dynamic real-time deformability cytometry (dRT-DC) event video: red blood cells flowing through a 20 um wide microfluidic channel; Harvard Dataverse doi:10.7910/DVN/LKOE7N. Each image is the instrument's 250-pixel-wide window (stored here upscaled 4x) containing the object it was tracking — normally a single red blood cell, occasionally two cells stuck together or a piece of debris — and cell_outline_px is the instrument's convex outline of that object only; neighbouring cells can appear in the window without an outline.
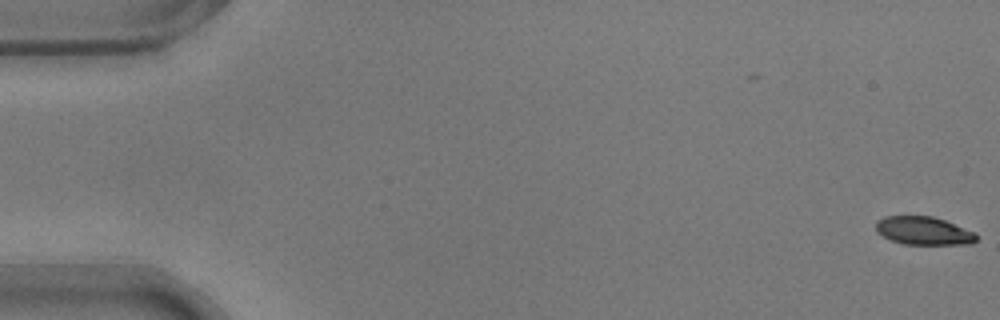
{"species": "common noctule bat (a hibernating species)", "species_latin": "Nyctalus noctula", "temperature_condition": "warm", "stored_images_in_passage": 55, "camera_frame_rate_fps": 3000, "um_per_image_px": 0.085, "animal": {"sex": "male", "body_mass_g": 17.9}, "frame": {"image": 1, "passage_image": 1, "time_ms": 0.0, "image_size_px": [1000, 320], "cell_outline_px": [[976, 240], [972, 244], [904, 244], [892, 240], [876, 232], [876, 220], [884, 216], [932, 216], [944, 220], [976, 232]], "centroid_in_image_um": [78.5, 19.61], "position_along_channel_um": 6.5, "area_um2": 16.47}}
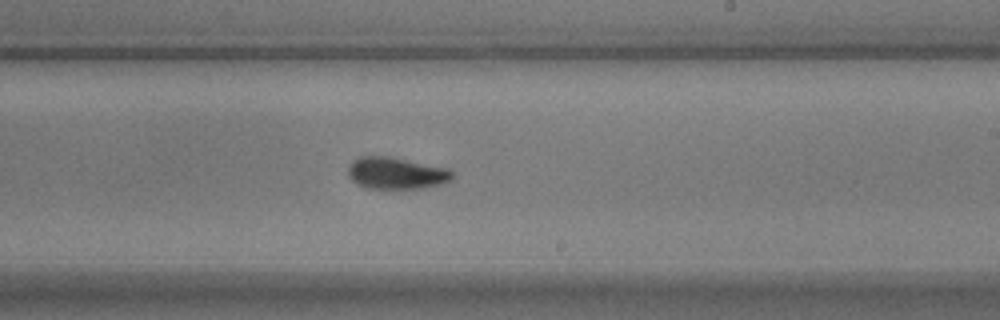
{"frame": {"image": 2, "passage_image": 33, "time_ms": 10.667, "image_size_px": [1000, 320], "cell_outline_px": [[452, 180], [440, 184], [424, 188], [364, 188], [356, 184], [348, 176], [348, 168], [352, 160], [360, 156], [388, 156], [452, 168]], "centroid_in_image_um": [33.68, 14.71], "position_along_channel_um": 255.3, "area_um2": 19.59}}
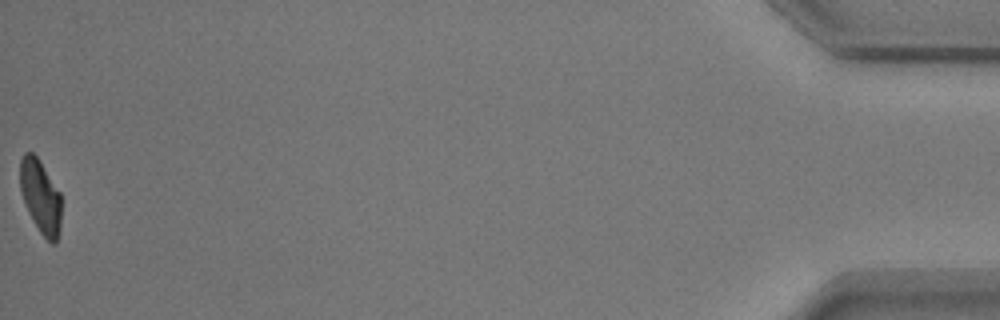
{"frame": {"image": 3, "passage_image": 55, "time_ms": 18.0, "image_size_px": [1000, 320], "cell_outline_px": [[60, 228], [56, 244], [52, 244], [40, 232], [28, 212], [20, 188], [20, 160], [24, 152], [32, 152], [40, 160], [60, 192]], "centroid_in_image_um": [3.44, 16.69], "position_along_channel_um": 431.8, "area_um2": 17.57}, "authors_computed_cell_mechanics": {"area_um2": 19.1318, "velocity_mm_per_s": 3.7305, "shape_relaxation_time_tau1_ms": 3.8166, "shape_relaxation_time_tau2_ms": 2.2327, "deformation_change_tau1": 0.1409, "deformation_change_tau2": 0.0687}}